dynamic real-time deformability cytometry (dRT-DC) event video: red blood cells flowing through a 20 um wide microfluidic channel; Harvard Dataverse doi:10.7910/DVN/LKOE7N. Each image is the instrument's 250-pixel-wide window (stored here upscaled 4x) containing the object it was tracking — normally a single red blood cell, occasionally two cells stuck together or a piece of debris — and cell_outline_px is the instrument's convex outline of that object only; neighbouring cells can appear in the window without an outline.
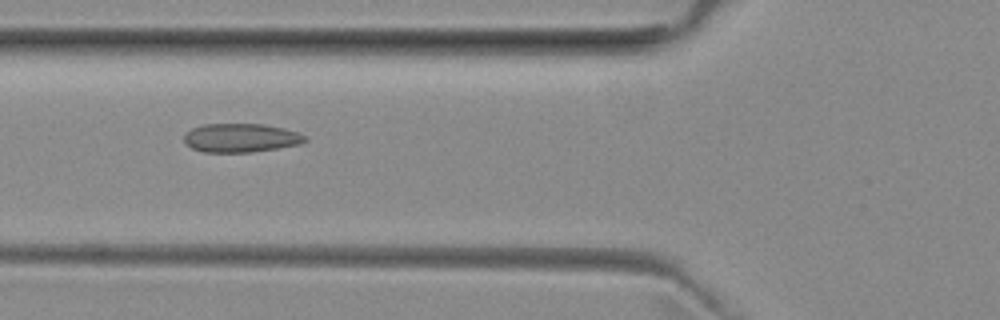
{"species": "common noctule bat (a hibernating species)", "species_latin": "Nyctalus noctula", "temperature_condition": "room temperature", "stored_images_in_passage": 48, "camera_frame_rate_fps": 3000, "um_per_image_px": 0.085, "animal": {"sex": "female", "body_mass_g": 29.2, "forearm_length_mm": 56.3}, "frame": {"image": 1, "passage_image": 15, "time_ms": 4.667, "image_size_px": [1000, 320], "cell_outline_px": [[308, 140], [300, 144], [252, 152], [204, 152], [192, 148], [184, 140], [184, 136], [192, 128], [204, 124], [264, 124], [284, 128], [300, 132], [308, 136]], "centroid_in_image_um": [20.53, 11.71], "position_along_channel_um": 105.3, "area_um2": 20.29}}
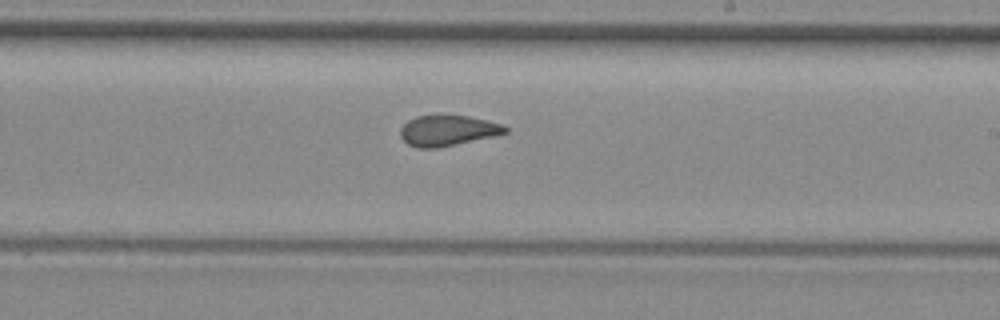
{"frame": {"image": 2, "passage_image": 26, "time_ms": 8.333, "image_size_px": [1000, 320], "cell_outline_px": [[508, 132], [496, 136], [440, 148], [416, 148], [408, 144], [400, 136], [400, 128], [408, 120], [416, 116], [468, 116], [504, 124], [508, 128]], "centroid_in_image_um": [38.08, 11.12], "position_along_channel_um": 250.9, "area_um2": 18.84}}
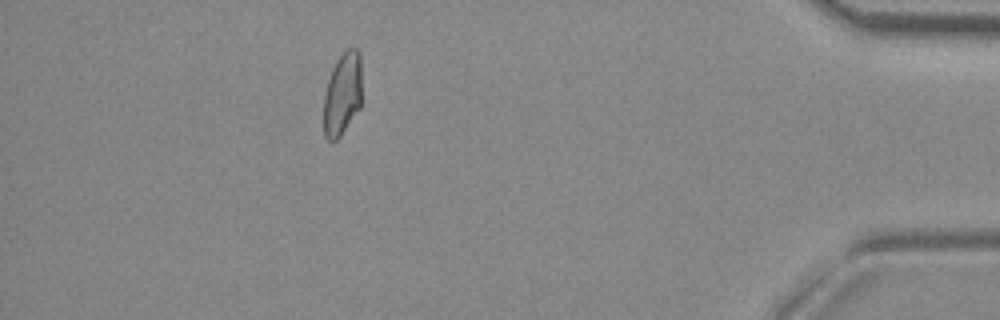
{"frame": {"image": 3, "passage_image": 42, "time_ms": 13.667, "image_size_px": [1000, 320], "cell_outline_px": [[360, 108], [340, 136], [336, 140], [328, 140], [324, 136], [324, 96], [328, 80], [332, 68], [336, 60], [348, 48], [356, 48], [360, 52]], "centroid_in_image_um": [29.09, 7.99], "position_along_channel_um": 406.1, "area_um2": 18.26}, "authors_computed_cell_mechanics": {"area_um2": 19.3919, "velocity_mm_per_s": 3.9669, "shape_relaxation_time_tau1_ms": null, "shape_relaxation_time_tau2_ms": 1.0919, "deformation_change_tau1": null, "deformation_change_tau2": 0.0665}}